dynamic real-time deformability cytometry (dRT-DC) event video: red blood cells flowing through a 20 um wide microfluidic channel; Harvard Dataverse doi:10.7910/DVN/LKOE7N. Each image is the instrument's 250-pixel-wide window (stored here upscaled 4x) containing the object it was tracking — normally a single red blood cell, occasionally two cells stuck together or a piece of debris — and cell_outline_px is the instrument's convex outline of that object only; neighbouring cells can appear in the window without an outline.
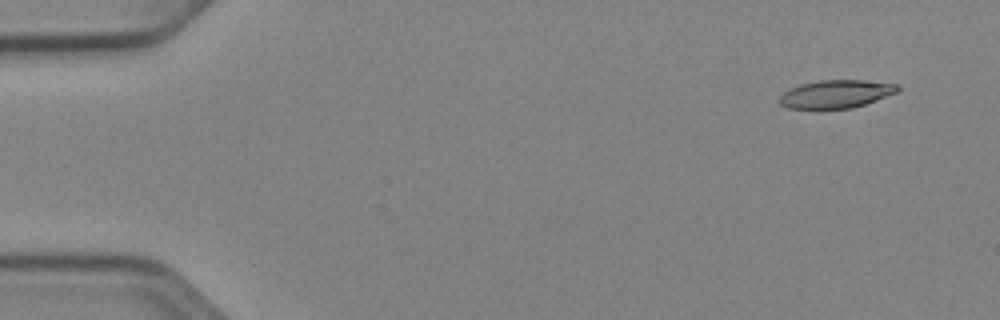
{"species": "Egyptian fruit bat (a non-hibernating species)", "species_latin": "Rousettus aegyptiacus", "temperature_condition": "cold", "stored_images_in_passage": 49, "camera_frame_rate_fps": 3000, "um_per_image_px": 0.085, "animal": {"sex": "female"}, "frame": {"image": 1, "passage_image": 1, "time_ms": 0.0, "image_size_px": [1000, 320], "cell_outline_px": [[900, 88], [896, 92], [876, 100], [852, 108], [788, 108], [780, 104], [780, 96], [784, 92], [800, 84], [820, 80], [864, 80], [900, 84]], "centroid_in_image_um": [71.08, 7.97], "position_along_channel_um": 13.9, "area_um2": 19.07}}
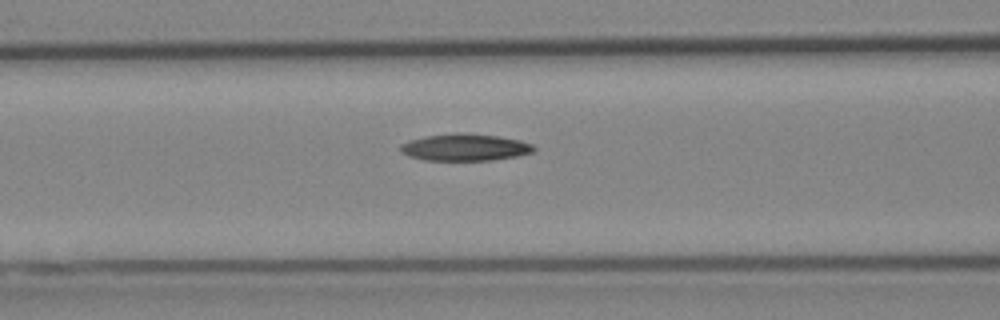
{"frame": {"image": 2, "passage_image": 19, "time_ms": 6.0, "image_size_px": [1000, 320], "cell_outline_px": [[536, 148], [532, 152], [516, 156], [492, 160], [424, 160], [408, 156], [400, 152], [400, 144], [408, 140], [424, 136], [456, 132], [460, 132], [496, 136], [520, 140], [532, 144]], "centroid_in_image_um": [39.47, 12.51], "position_along_channel_um": 127.1, "area_um2": 21.04}}
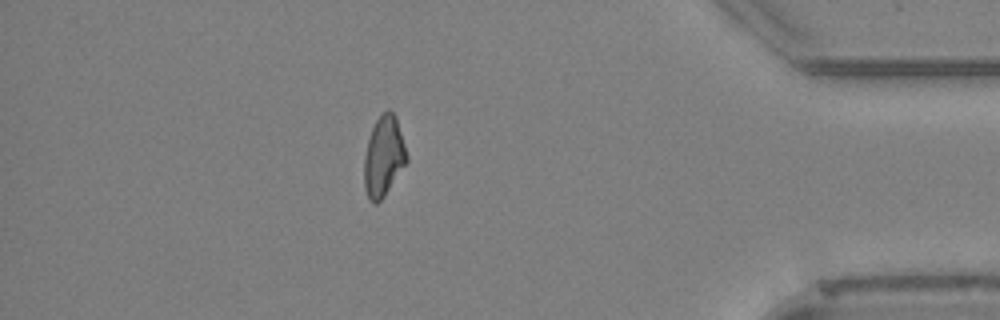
{"frame": {"image": 3, "passage_image": 43, "time_ms": 14.0, "image_size_px": [1000, 320], "cell_outline_px": [[408, 160], [384, 196], [376, 204], [368, 200], [364, 188], [364, 156], [368, 140], [372, 128], [376, 120], [388, 108], [396, 116], [408, 156]], "centroid_in_image_um": [32.6, 13.3], "position_along_channel_um": 402.6, "area_um2": 19.83}}